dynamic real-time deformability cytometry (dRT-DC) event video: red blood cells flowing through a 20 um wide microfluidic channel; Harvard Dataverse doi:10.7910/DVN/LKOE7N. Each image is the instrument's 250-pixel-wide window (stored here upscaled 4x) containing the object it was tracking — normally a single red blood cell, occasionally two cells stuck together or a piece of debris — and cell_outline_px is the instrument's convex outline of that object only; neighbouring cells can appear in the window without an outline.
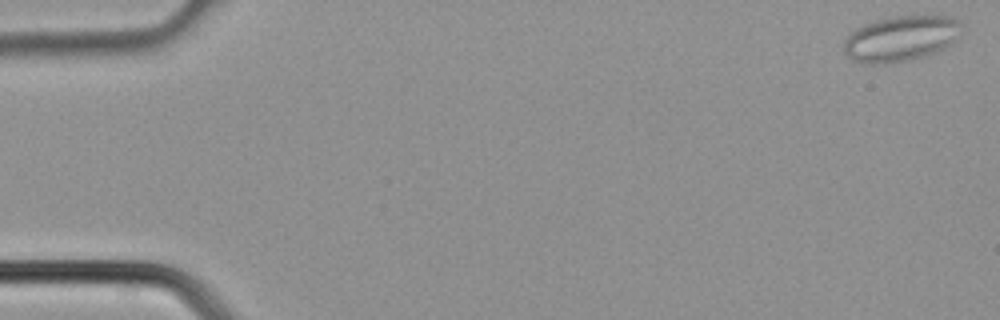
{"species": "common noctule bat (a hibernating species)", "species_latin": "Nyctalus noctula", "temperature_condition": "cold", "stored_images_in_passage": 8, "camera_frame_rate_fps": 3000, "um_per_image_px": 0.085, "animal": {"sex": "male", "body_mass_g": 21.5, "forearm_length_mm": 52.0}, "frame": {"image": 1, "passage_image": 1, "time_ms": 0.0, "image_size_px": [1000, 320], "cell_outline_px": [[964, 24], [956, 40], [944, 48], [936, 52], [924, 56], [908, 60], [884, 64], [868, 64], [852, 60], [844, 52], [844, 40], [856, 28], [872, 20], [892, 16], [948, 16], [960, 20]], "centroid_in_image_um": [76.58, 3.27], "position_along_channel_um": 8.4, "area_um2": 31.5}}